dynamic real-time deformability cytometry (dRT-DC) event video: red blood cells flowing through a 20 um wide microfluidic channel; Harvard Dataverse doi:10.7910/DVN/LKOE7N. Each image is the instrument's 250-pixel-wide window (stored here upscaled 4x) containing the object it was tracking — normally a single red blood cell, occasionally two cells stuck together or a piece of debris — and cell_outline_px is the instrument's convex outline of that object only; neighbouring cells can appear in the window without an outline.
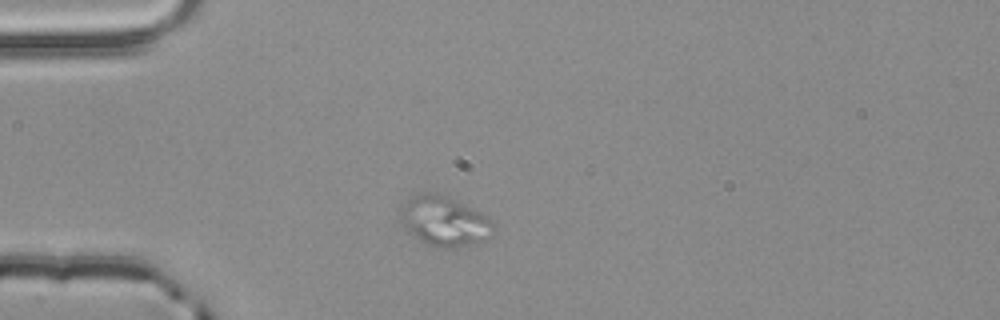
{"species": "common noctule bat (a hibernating species)", "species_latin": "Nyctalus noctula", "temperature_condition": "room temperature", "stored_images_in_passage": 1, "camera_frame_rate_fps": 3000, "um_per_image_px": 0.085, "animal": {"sex": "male", "body_mass_g": 20.4}, "frame": {"image": 1, "passage_image": 1, "time_ms": 0.0, "image_size_px": [1000, 320], "cell_outline_px": [[496, 236], [488, 240], [456, 248], [444, 248], [428, 244], [420, 240], [404, 224], [404, 216], [408, 200], [412, 196], [424, 192], [436, 192], [448, 196], [496, 220]], "centroid_in_image_um": [37.98, 18.82], "position_along_channel_um": 47.0, "area_um2": 26.76}}